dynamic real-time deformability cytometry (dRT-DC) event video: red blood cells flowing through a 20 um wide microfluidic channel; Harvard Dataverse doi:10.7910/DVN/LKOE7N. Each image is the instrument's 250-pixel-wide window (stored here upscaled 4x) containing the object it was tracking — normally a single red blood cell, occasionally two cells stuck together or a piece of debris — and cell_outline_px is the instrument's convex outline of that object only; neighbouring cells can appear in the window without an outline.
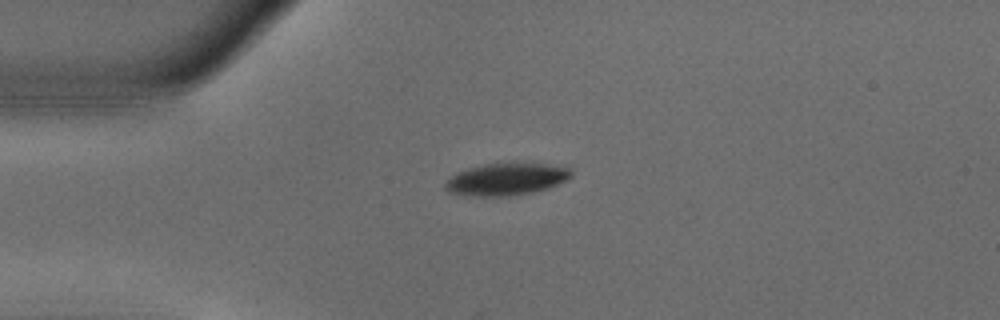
{"species": "common noctule bat (a hibernating species)", "species_latin": "Nyctalus noctula", "temperature_condition": "warm", "stored_images_in_passage": 42, "camera_frame_rate_fps": 3000, "um_per_image_px": 0.085, "animal": {"sex": "male", "body_mass_g": 18.8}, "frame": {"image": 1, "passage_image": 1, "time_ms": 0.0, "image_size_px": [1000, 320], "cell_outline_px": [[572, 176], [548, 188], [532, 192], [508, 196], [472, 196], [448, 192], [444, 188], [444, 184], [456, 172], [468, 168], [484, 164], [512, 160], [544, 164], [572, 168]], "centroid_in_image_um": [43.03, 15.19], "position_along_channel_um": 42.0, "area_um2": 24.1}}
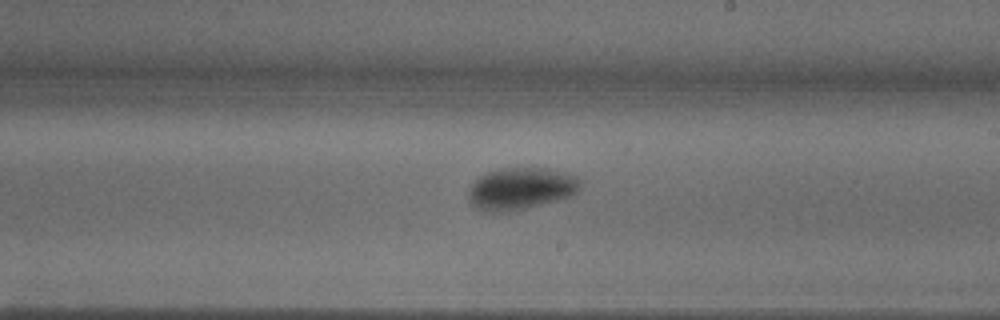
{"frame": {"image": 2, "passage_image": 19, "time_ms": 6.0, "image_size_px": [1000, 320], "cell_outline_px": [[580, 188], [572, 196], [564, 200], [508, 212], [488, 212], [476, 208], [468, 200], [468, 192], [472, 184], [480, 176], [488, 172], [504, 168], [544, 168], [564, 172], [576, 176], [580, 180]], "centroid_in_image_um": [44.3, 16.05], "position_along_channel_um": 244.7, "area_um2": 27.63}}
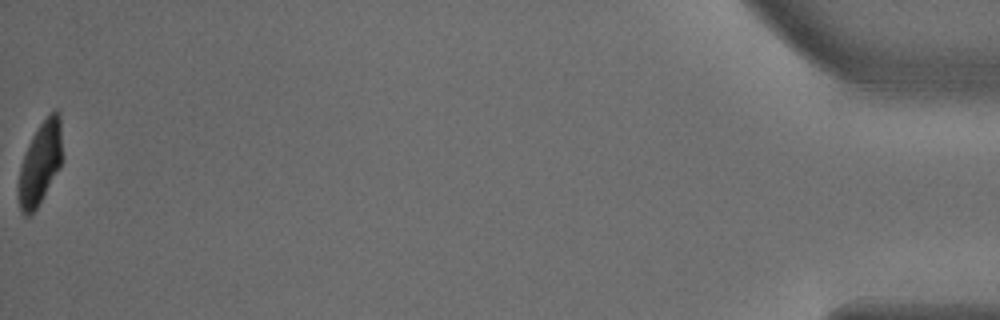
{"frame": {"image": 3, "passage_image": 42, "time_ms": 13.667, "image_size_px": [1000, 320], "cell_outline_px": [[60, 164], [36, 208], [28, 216], [24, 216], [20, 212], [16, 196], [16, 188], [20, 168], [24, 152], [32, 136], [40, 124], [56, 108], [60, 112]], "centroid_in_image_um": [3.33, 13.92], "position_along_channel_um": 431.9, "area_um2": 20.63}, "authors_computed_cell_mechanics": {"area_um2": 24.9407, "velocity_mm_per_s": 3.749, "shape_relaxation_time_tau1_ms": 2.5522, "shape_relaxation_time_tau2_ms": 5.301, "deformation_change_tau1": 0.1468, "deformation_change_tau2": 0.0574}}